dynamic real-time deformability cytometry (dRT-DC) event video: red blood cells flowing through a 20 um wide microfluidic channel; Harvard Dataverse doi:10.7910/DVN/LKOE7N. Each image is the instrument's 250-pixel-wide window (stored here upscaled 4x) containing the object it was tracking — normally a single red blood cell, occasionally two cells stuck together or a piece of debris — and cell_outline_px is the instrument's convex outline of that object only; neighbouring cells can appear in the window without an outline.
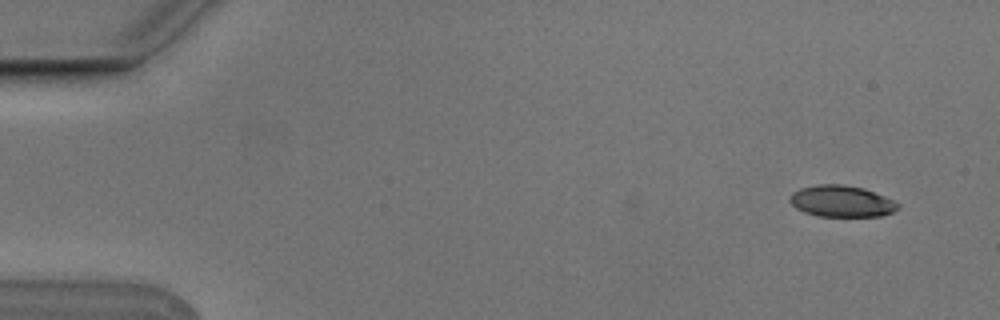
{"species": "Egyptian fruit bat (a non-hibernating species)", "species_latin": "Rousettus aegyptiacus", "temperature_condition": "cold", "stored_images_in_passage": 10, "camera_frame_rate_fps": 3000, "um_per_image_px": 0.085, "animal": {"sex": "male"}, "frame": {"image": 1, "passage_image": 1, "time_ms": 0.0, "image_size_px": [1000, 320], "cell_outline_px": [[900, 208], [892, 212], [880, 216], [816, 216], [804, 212], [796, 208], [788, 200], [788, 196], [792, 192], [800, 188], [816, 184], [844, 184], [864, 188], [884, 196], [900, 204]], "centroid_in_image_um": [71.5, 17.1], "position_along_channel_um": 13.5, "area_um2": 20.0}}
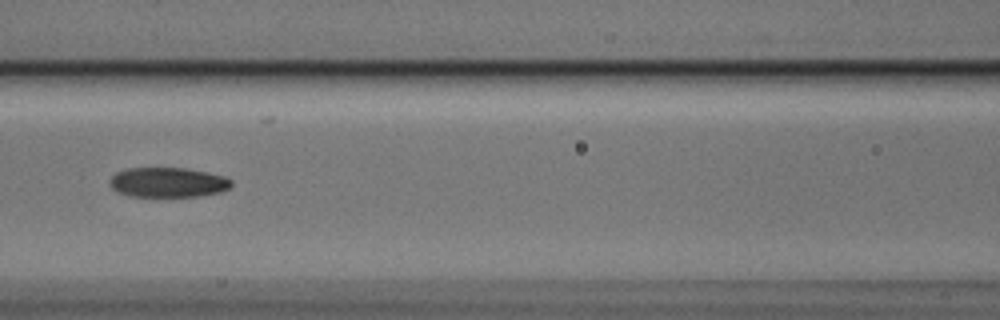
{"frame": {"image": 2, "passage_image": 7, "time_ms": 2.0, "image_size_px": [1000, 320], "cell_outline_px": [[232, 184], [228, 188], [220, 192], [196, 196], [132, 196], [120, 192], [112, 188], [108, 184], [108, 180], [116, 172], [128, 168], [184, 168], [224, 176], [232, 180]], "centroid_in_image_um": [14.24, 15.49], "position_along_channel_um": 152.4, "area_um2": 20.92}}
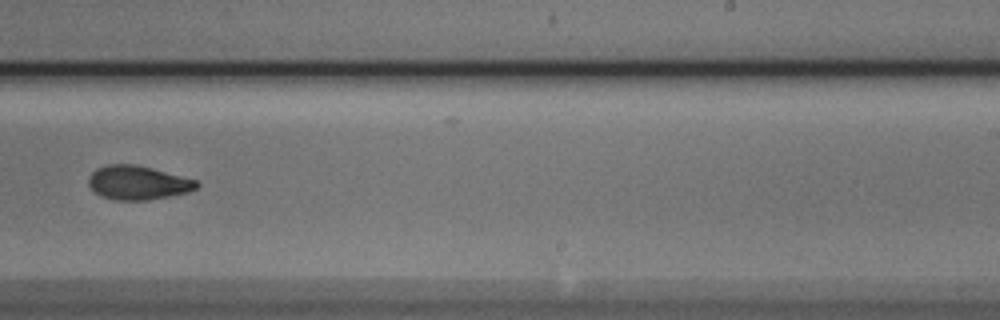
{"frame": {"image": 3, "passage_image": 10, "time_ms": 3.0, "image_size_px": [1000, 320], "cell_outline_px": [[200, 184], [196, 188], [188, 192], [148, 200], [116, 200], [100, 196], [92, 192], [88, 184], [88, 176], [96, 168], [108, 164], [136, 164], [152, 168], [196, 180]], "centroid_in_image_um": [11.66, 15.53], "position_along_channel_um": 277.3, "area_um2": 21.5}}